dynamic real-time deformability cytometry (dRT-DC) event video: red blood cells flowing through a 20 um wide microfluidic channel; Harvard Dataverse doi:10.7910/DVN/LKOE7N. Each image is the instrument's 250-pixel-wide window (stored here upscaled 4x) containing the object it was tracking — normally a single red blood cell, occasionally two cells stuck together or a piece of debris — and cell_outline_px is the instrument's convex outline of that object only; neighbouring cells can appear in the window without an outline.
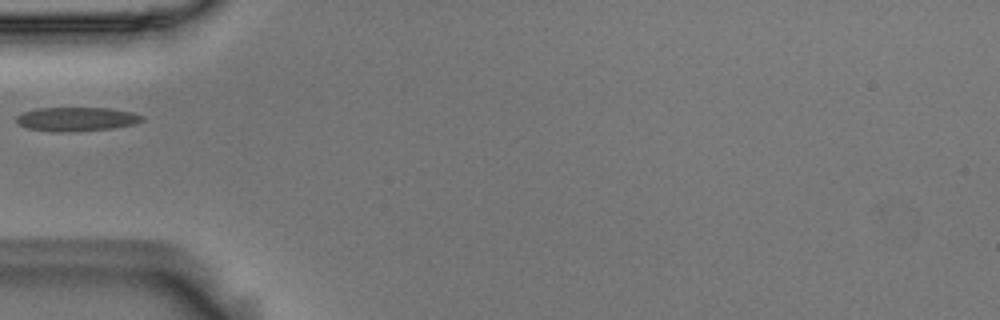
{"species": "Egyptian fruit bat (a non-hibernating species)", "species_latin": "Rousettus aegyptiacus", "temperature_condition": "room temperature", "stored_images_in_passage": 5, "camera_frame_rate_fps": 3000, "um_per_image_px": 0.085, "animal": {"sex": "male"}, "frame": {"image": 1, "passage_image": 2, "time_ms": 0.333, "image_size_px": [1000, 320], "cell_outline_px": [[144, 120], [132, 124], [112, 128], [64, 132], [52, 132], [28, 128], [16, 124], [16, 116], [24, 112], [36, 108], [108, 108], [132, 112], [144, 116]], "centroid_in_image_um": [6.46, 10.12], "position_along_channel_um": 78.5, "area_um2": 17.51}}
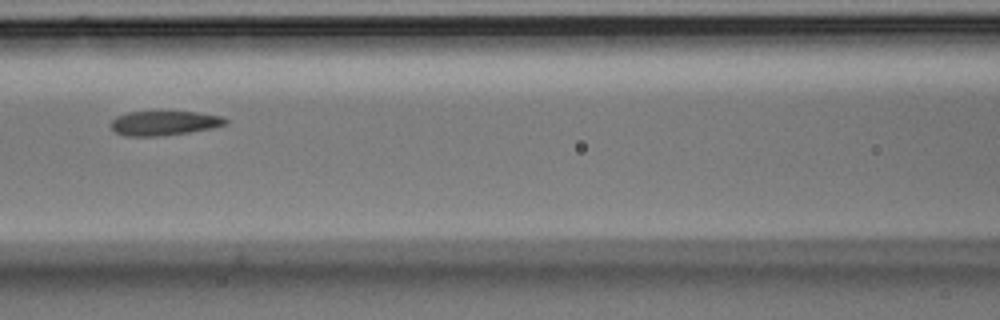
{"frame": {"image": 2, "passage_image": 4, "time_ms": 1.0, "image_size_px": [1000, 320], "cell_outline_px": [[228, 124], [212, 128], [188, 132], [160, 136], [124, 136], [116, 132], [108, 124], [116, 116], [128, 112], [200, 112], [224, 116], [228, 120]], "centroid_in_image_um": [13.97, 10.46], "position_along_channel_um": 152.6, "area_um2": 16.47}}
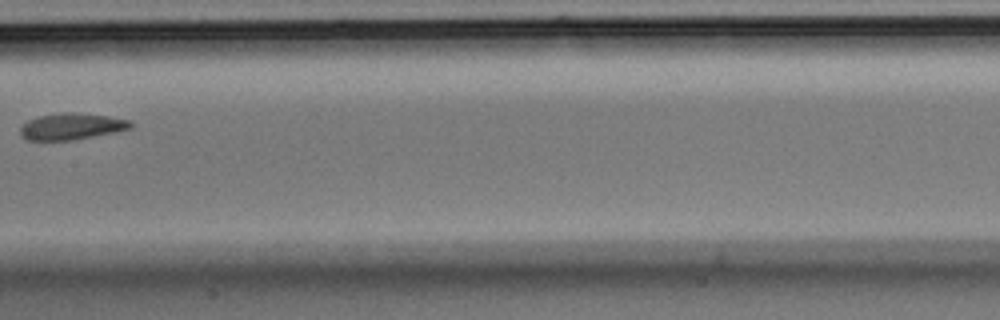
{"frame": {"image": 3, "passage_image": 5, "time_ms": 1.333, "image_size_px": [1000, 320], "cell_outline_px": [[132, 128], [72, 140], [24, 140], [20, 136], [20, 128], [28, 120], [40, 116], [64, 112], [72, 112], [108, 116], [128, 120], [132, 124]], "centroid_in_image_um": [6.03, 10.75], "position_along_channel_um": 201.4, "area_um2": 16.76}}